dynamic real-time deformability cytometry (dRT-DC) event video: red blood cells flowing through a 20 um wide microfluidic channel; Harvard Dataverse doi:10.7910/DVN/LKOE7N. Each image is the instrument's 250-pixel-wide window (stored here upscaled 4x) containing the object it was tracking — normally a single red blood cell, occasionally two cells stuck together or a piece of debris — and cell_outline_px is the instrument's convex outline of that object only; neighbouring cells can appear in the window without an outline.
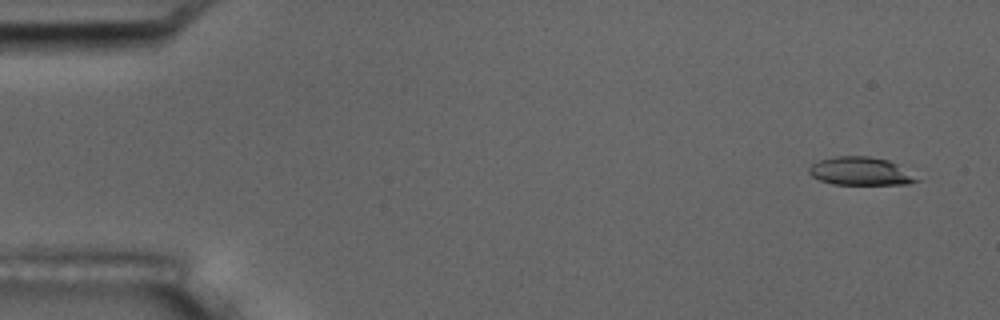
{"species": "common noctule bat (a hibernating species)", "species_latin": "Nyctalus noctula", "temperature_condition": "room temperature", "stored_images_in_passage": 7, "camera_frame_rate_fps": 3000, "um_per_image_px": 0.085, "animal": {"sex": "male", "body_mass_g": 17.5, "forearm_length_mm": 52.3}, "frame": {"image": 1, "passage_image": 1, "time_ms": 0.0, "image_size_px": [1000, 320], "cell_outline_px": [[920, 180], [908, 184], [832, 184], [820, 180], [812, 176], [808, 172], [808, 168], [812, 164], [820, 160], [836, 156], [868, 156], [888, 160], [896, 164]], "centroid_in_image_um": [73.09, 14.55], "position_along_channel_um": 11.9, "area_um2": 17.4}}
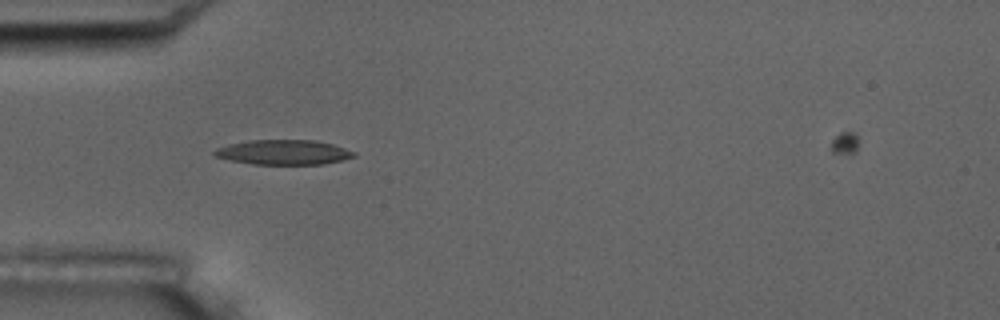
{"frame": {"image": 2, "passage_image": 5, "time_ms": 4.667, "image_size_px": [1000, 320], "cell_outline_px": [[356, 156], [324, 164], [252, 164], [232, 160], [216, 156], [212, 152], [216, 148], [228, 144], [248, 140], [316, 140], [332, 144], [356, 152]], "centroid_in_image_um": [24.1, 12.93], "position_along_channel_um": 60.9, "area_um2": 20.06}}